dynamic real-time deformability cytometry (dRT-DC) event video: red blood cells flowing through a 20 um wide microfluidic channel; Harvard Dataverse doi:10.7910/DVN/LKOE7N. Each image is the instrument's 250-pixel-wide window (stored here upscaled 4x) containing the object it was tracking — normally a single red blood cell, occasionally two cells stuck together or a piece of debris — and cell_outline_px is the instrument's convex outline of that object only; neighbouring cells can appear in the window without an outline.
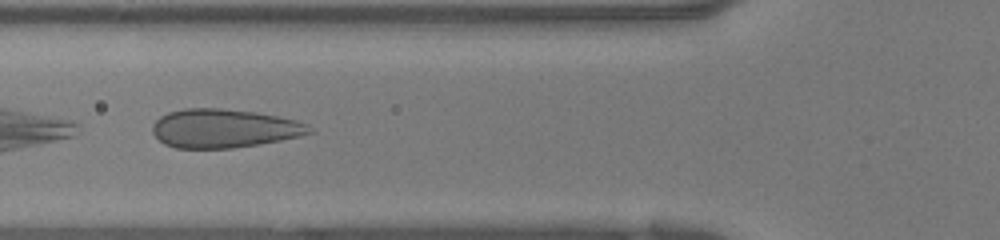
{"species": "human", "species_latin": "Homo sapiens", "temperature_condition": "warm", "stored_images_in_passage": 36, "camera_frame_rate_fps": 3000, "um_per_image_px": 0.085, "donor": {"sex": "female"}, "frame": {"image": 1, "passage_image": 12, "time_ms": 3.667, "image_size_px": [1000, 240], "cell_outline_px": [[316, 132], [300, 136], [260, 144], [232, 148], [176, 148], [164, 144], [152, 132], [152, 124], [160, 116], [168, 112], [184, 108], [220, 108], [256, 112], [296, 120], [308, 124]], "centroid_in_image_um": [19.05, 10.91], "position_along_channel_um": 106.8, "area_um2": 35.55}}
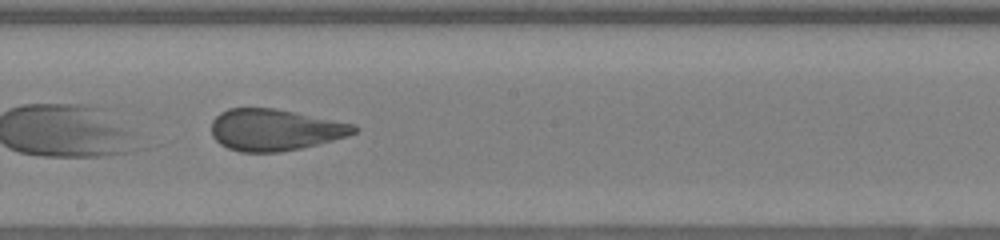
{"frame": {"image": 2, "passage_image": 19, "time_ms": 6.0, "image_size_px": [1000, 240], "cell_outline_px": [[360, 128], [356, 132], [348, 136], [300, 148], [280, 152], [240, 152], [228, 148], [220, 144], [212, 136], [212, 120], [220, 112], [228, 108], [272, 108], [356, 124]], "centroid_in_image_um": [23.36, 11.03], "position_along_channel_um": 224.8, "area_um2": 34.45}}
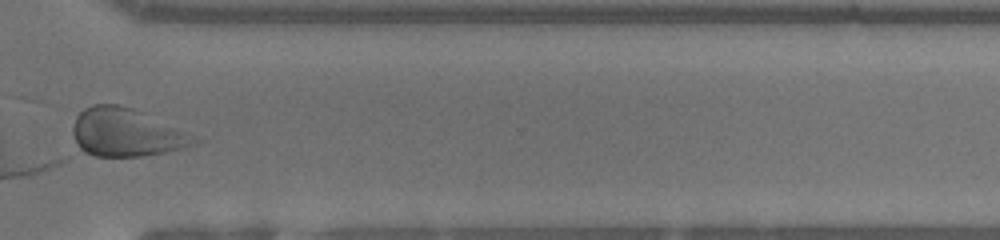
{"frame": {"image": 3, "passage_image": 27, "time_ms": 8.667, "image_size_px": [1000, 240], "cell_outline_px": [[200, 140], [184, 148], [164, 152], [140, 156], [96, 156], [84, 152], [80, 148], [72, 132], [72, 124], [76, 116], [84, 108], [92, 104], [120, 104], [132, 108], [184, 132]], "centroid_in_image_um": [10.63, 11.26], "position_along_channel_um": 360.0, "area_um2": 33.29}}